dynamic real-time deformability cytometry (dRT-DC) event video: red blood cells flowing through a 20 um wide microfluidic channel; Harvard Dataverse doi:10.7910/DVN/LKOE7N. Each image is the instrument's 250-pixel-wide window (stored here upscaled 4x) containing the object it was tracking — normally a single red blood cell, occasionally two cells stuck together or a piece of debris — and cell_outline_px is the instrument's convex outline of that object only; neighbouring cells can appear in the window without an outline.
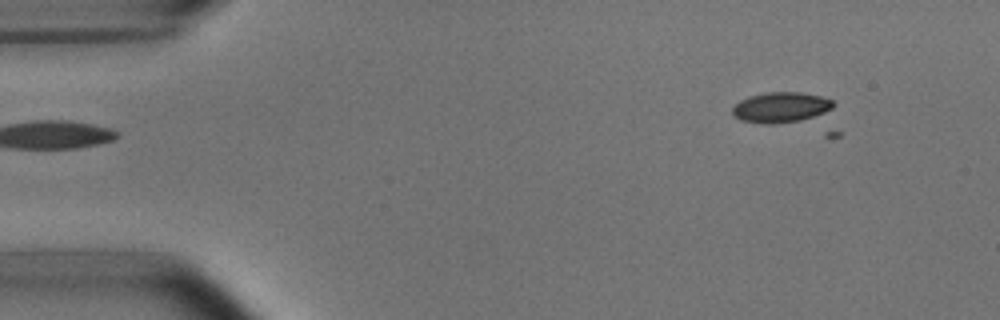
{"species": "common noctule bat (a hibernating species)", "species_latin": "Nyctalus noctula", "temperature_condition": "room temperature", "stored_images_in_passage": 4, "camera_frame_rate_fps": 3000, "um_per_image_px": 0.085, "animal": {"sex": "male", "body_mass_g": 15.6}, "frame": {"image": 1, "passage_image": 1, "time_ms": 0.0, "image_size_px": [1000, 320], "cell_outline_px": [[836, 104], [832, 108], [824, 112], [800, 120], [776, 124], [768, 124], [740, 120], [732, 116], [732, 108], [740, 100], [748, 96], [764, 92], [800, 92], [820, 96], [832, 100]], "centroid_in_image_um": [66.33, 9.11], "position_along_channel_um": 18.7, "area_um2": 17.86}}